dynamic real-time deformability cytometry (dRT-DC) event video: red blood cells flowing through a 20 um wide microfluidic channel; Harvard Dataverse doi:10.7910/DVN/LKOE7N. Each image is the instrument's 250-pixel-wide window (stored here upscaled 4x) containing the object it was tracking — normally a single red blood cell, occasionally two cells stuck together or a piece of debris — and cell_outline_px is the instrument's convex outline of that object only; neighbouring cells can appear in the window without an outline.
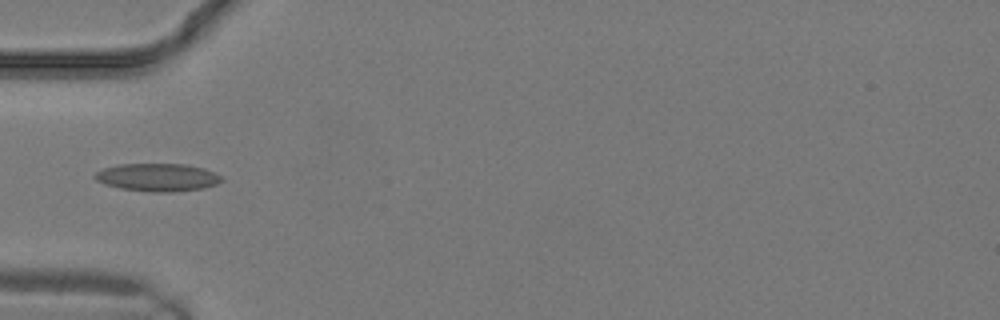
{"species": "common noctule bat (a hibernating species)", "species_latin": "Nyctalus noctula", "temperature_condition": "warm", "stored_images_in_passage": 4, "camera_frame_rate_fps": 3000, "um_per_image_px": 0.085, "animal": {"sex": "male", "body_mass_g": 19.2, "forearm_length_mm": 51.8}, "frame": {"image": 1, "passage_image": 3, "time_ms": 0.667, "image_size_px": [1000, 320], "cell_outline_px": [[224, 180], [216, 184], [204, 188], [172, 192], [152, 192], [120, 188], [104, 184], [96, 180], [92, 176], [96, 172], [104, 168], [120, 164], [184, 164], [204, 168], [216, 172]], "centroid_in_image_um": [13.4, 15.07], "position_along_channel_um": 71.6, "area_um2": 20.63}}